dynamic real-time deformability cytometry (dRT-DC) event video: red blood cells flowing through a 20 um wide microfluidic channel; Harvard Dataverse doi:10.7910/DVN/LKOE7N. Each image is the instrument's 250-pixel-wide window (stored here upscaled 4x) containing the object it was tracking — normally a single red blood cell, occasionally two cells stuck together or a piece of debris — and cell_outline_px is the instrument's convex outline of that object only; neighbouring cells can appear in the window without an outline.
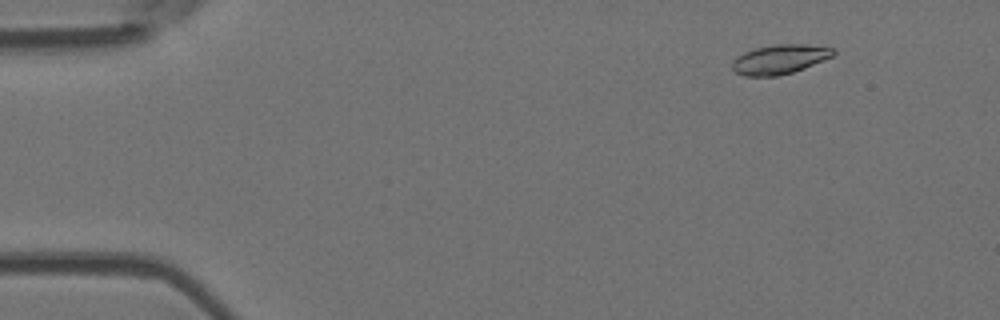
{"species": "Egyptian fruit bat (a non-hibernating species)", "species_latin": "Rousettus aegyptiacus", "temperature_condition": "room temperature", "stored_images_in_passage": 14, "camera_frame_rate_fps": 3000, "um_per_image_px": 0.085, "animal": {"sex": "female"}, "frame": {"image": 1, "passage_image": 6, "time_ms": 1.667, "image_size_px": [1000, 320], "cell_outline_px": [[836, 52], [832, 56], [804, 68], [792, 72], [776, 76], [744, 76], [736, 72], [732, 68], [732, 60], [736, 56], [744, 52], [756, 48], [776, 44], [804, 44], [836, 48]], "centroid_in_image_um": [66.26, 5.03], "position_along_channel_um": 18.7, "area_um2": 17.28}}